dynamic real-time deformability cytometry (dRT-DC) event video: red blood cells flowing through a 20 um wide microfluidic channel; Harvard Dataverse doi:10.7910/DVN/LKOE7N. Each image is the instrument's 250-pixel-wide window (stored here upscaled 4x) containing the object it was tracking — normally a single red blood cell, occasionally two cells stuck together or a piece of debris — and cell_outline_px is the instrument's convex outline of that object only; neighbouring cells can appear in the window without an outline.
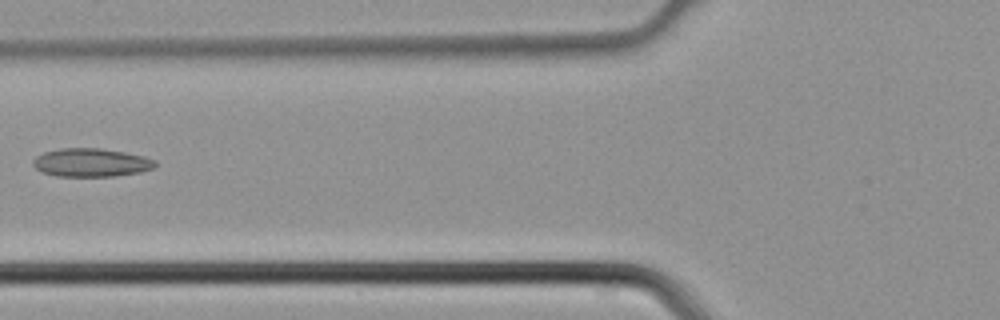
{"species": "common noctule bat (a hibernating species)", "species_latin": "Nyctalus noctula", "temperature_condition": "cold", "stored_images_in_passage": 3, "camera_frame_rate_fps": 3000, "um_per_image_px": 0.085, "animal": {"sex": "male", "body_mass_g": 21.5, "forearm_length_mm": 52.0}, "frame": {"image": 1, "passage_image": 3, "time_ms": 0.667, "image_size_px": [1000, 320], "cell_outline_px": [[156, 168], [140, 172], [116, 176], [56, 176], [40, 172], [32, 164], [32, 160], [36, 156], [44, 152], [60, 148], [100, 148], [124, 152], [144, 156], [156, 160]], "centroid_in_image_um": [7.75, 13.82], "position_along_channel_um": 118.1, "area_um2": 20.4}}